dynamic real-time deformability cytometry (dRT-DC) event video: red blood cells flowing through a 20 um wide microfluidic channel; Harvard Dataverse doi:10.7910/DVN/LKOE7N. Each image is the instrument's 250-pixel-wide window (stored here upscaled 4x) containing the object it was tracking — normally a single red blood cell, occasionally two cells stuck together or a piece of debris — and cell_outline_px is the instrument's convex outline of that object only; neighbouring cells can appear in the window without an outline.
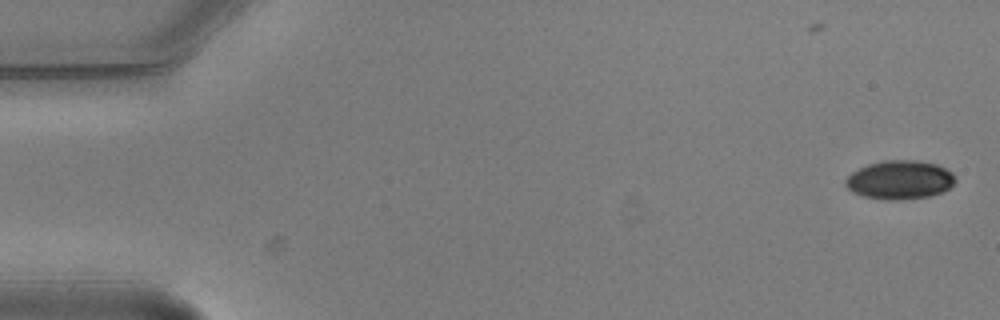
{"species": "common noctule bat (a hibernating species)", "species_latin": "Nyctalus noctula", "temperature_condition": "warm", "stored_images_in_passage": 6, "camera_frame_rate_fps": 3000, "um_per_image_px": 0.085, "animal": {"sex": "male", "body_mass_g": 20.5, "forearm_length_mm": 52.5}, "frame": {"image": 1, "passage_image": 1, "time_ms": 0.0, "image_size_px": [1000, 320], "cell_outline_px": [[956, 180], [944, 192], [932, 196], [900, 200], [888, 200], [864, 196], [852, 192], [844, 184], [844, 180], [852, 172], [868, 164], [884, 160], [916, 160], [936, 164], [952, 172], [956, 176]], "centroid_in_image_um": [76.49, 15.29], "position_along_channel_um": 8.5, "area_um2": 24.91}}